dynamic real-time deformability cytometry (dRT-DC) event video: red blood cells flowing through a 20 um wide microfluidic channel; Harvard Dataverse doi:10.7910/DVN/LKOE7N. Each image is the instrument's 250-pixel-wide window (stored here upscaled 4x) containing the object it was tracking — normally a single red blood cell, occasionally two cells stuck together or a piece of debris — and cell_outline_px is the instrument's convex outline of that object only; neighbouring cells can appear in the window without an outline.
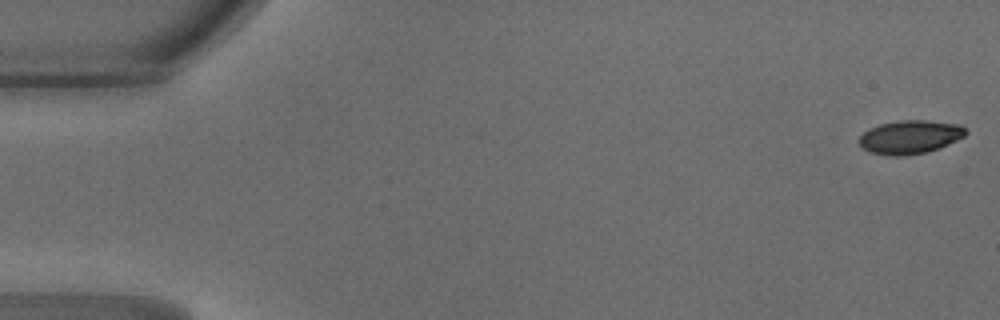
{"species": "common noctule bat (a hibernating species)", "species_latin": "Nyctalus noctula", "temperature_condition": "warm", "stored_images_in_passage": 48, "camera_frame_rate_fps": 3000, "um_per_image_px": 0.085, "animal": {"sex": "male", "body_mass_g": 18.8}, "frame": {"image": 1, "passage_image": 1, "time_ms": 0.0, "image_size_px": [1000, 320], "cell_outline_px": [[968, 132], [964, 136], [940, 148], [924, 152], [900, 156], [892, 156], [872, 152], [864, 148], [860, 144], [860, 136], [868, 128], [880, 124], [900, 120], [924, 120], [960, 124]], "centroid_in_image_um": [77.36, 11.63], "position_along_channel_um": 7.6, "area_um2": 20.58}}
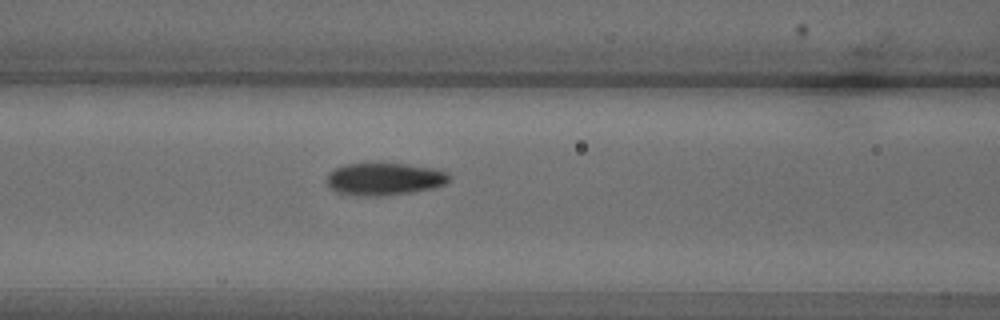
{"frame": {"image": 2, "passage_image": 20, "time_ms": 6.333, "image_size_px": [1000, 320], "cell_outline_px": [[448, 180], [444, 184], [432, 188], [412, 192], [384, 196], [364, 196], [336, 192], [328, 184], [328, 172], [344, 164], [408, 164], [432, 168], [448, 172]], "centroid_in_image_um": [32.67, 15.22], "position_along_channel_um": 133.9, "area_um2": 22.83}}
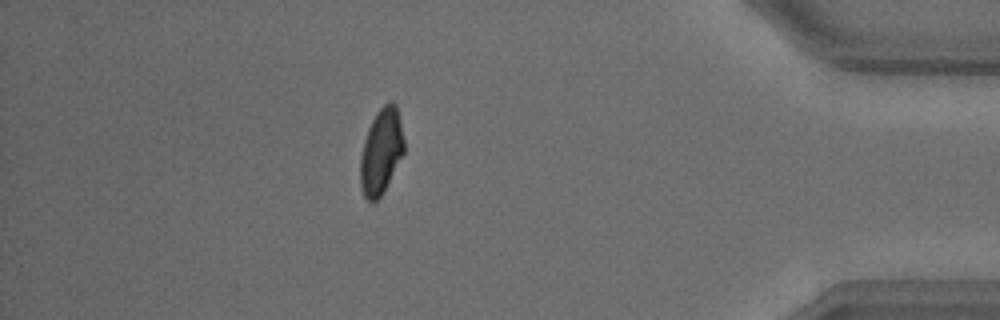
{"frame": {"image": 3, "passage_image": 42, "time_ms": 13.667, "image_size_px": [1000, 320], "cell_outline_px": [[404, 152], [384, 192], [372, 204], [364, 196], [360, 184], [360, 156], [364, 140], [368, 128], [376, 112], [388, 100], [392, 100], [396, 104], [400, 120], [404, 140]], "centroid_in_image_um": [32.4, 12.86], "position_along_channel_um": 402.8, "area_um2": 21.96}, "authors_computed_cell_mechanics": {"area_um2": 21.9929, "velocity_mm_per_s": 4.2345, "shape_relaxation_time_tau1_ms": 3.585, "shape_relaxation_time_tau2_ms": 4.7975, "deformation_change_tau1": 0.1513, "deformation_change_tau2": 0.0846}}